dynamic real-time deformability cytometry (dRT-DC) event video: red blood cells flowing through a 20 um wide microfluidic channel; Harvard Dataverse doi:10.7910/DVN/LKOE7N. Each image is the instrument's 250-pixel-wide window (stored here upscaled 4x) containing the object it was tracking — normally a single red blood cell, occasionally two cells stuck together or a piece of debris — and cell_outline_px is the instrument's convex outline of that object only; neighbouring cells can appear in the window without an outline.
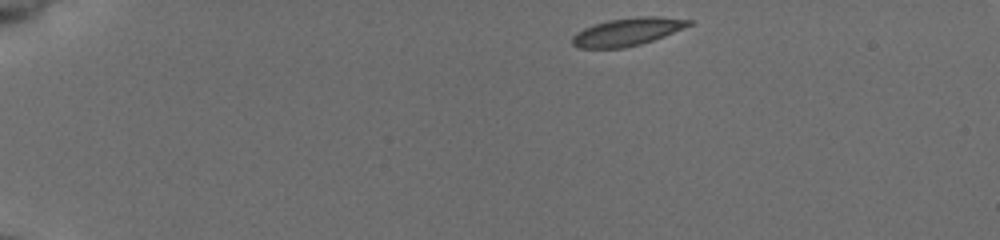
{"species": "common noctule bat (a hibernating species)", "species_latin": "Nyctalus noctula", "temperature_condition": "cold", "stored_images_in_passage": 44, "camera_frame_rate_fps": 3000, "um_per_image_px": 0.085, "animal": {"sex": "female", "body_mass_g": 19.5, "forearm_length_mm": 54.1}, "frame": {"image": 1, "passage_image": 1, "time_ms": 0.0, "image_size_px": [1000, 240], "cell_outline_px": [[692, 24], [664, 36], [640, 44], [624, 48], [580, 48], [572, 44], [572, 36], [584, 28], [608, 20], [644, 16], [648, 16], [692, 20]], "centroid_in_image_um": [53.3, 2.71], "position_along_channel_um": 31.7, "area_um2": 18.44}}
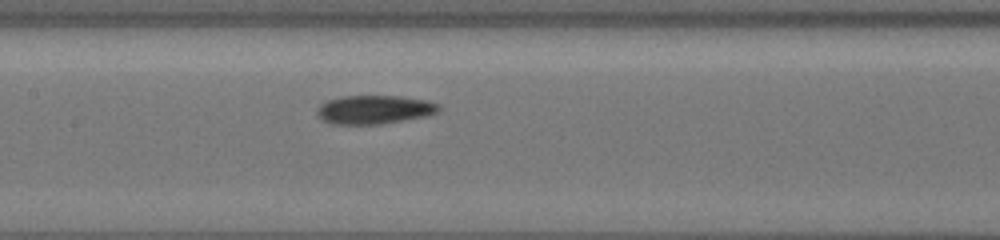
{"frame": {"image": 2, "passage_image": 19, "time_ms": 6.0, "image_size_px": [1000, 240], "cell_outline_px": [[440, 108], [436, 112], [424, 116], [380, 124], [332, 124], [324, 120], [320, 116], [320, 104], [328, 100], [344, 96], [400, 96], [424, 100], [436, 104]], "centroid_in_image_um": [31.81, 9.31], "position_along_channel_um": 175.6, "area_um2": 19.71}}
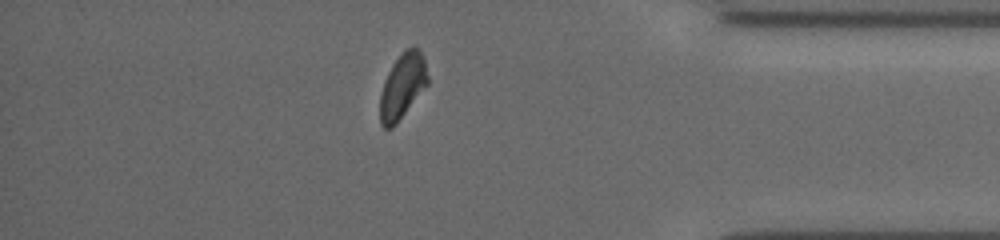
{"frame": {"image": 3, "passage_image": 38, "time_ms": 12.333, "image_size_px": [1000, 240], "cell_outline_px": [[428, 84], [396, 124], [392, 128], [384, 128], [380, 124], [380, 96], [388, 72], [392, 64], [400, 52], [404, 48], [416, 44], [424, 56], [428, 76]], "centroid_in_image_um": [34.23, 7.26], "position_along_channel_um": 401.0, "area_um2": 18.32}, "authors_computed_cell_mechanics": {"area_um2": 18.9006, "velocity_mm_per_s": 3.8916, "shape_relaxation_time_tau1_ms": 4.8126, "shape_relaxation_time_tau2_ms": 4.324, "deformation_change_tau1": 0.1342, "deformation_change_tau2": 0.0987}}